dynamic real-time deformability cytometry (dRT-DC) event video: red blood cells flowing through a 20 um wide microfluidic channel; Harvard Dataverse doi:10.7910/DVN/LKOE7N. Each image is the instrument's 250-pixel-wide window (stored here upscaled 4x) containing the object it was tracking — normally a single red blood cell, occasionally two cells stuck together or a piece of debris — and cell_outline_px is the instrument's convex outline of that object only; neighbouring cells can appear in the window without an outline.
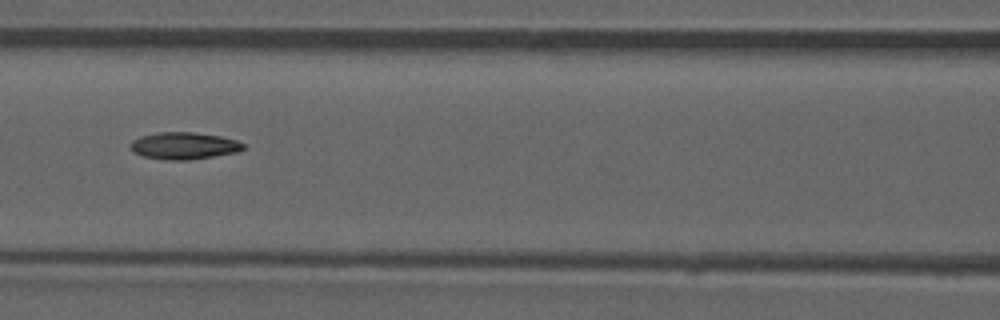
{"species": "common noctule bat (a hibernating species)", "species_latin": "Nyctalus noctula", "temperature_condition": "room temperature", "stored_images_in_passage": 51, "camera_frame_rate_fps": 3000, "um_per_image_px": 0.085, "animal": {"sex": "male", "forearm_length_mm": 52.5}, "frame": {"image": 1, "passage_image": 22, "time_ms": 7.0, "image_size_px": [1000, 320], "cell_outline_px": [[244, 148], [240, 152], [188, 160], [164, 160], [144, 156], [132, 152], [128, 148], [128, 144], [132, 140], [140, 136], [160, 132], [192, 132], [220, 136], [236, 140], [244, 144]], "centroid_in_image_um": [15.59, 12.39], "position_along_channel_um": 151.0, "area_um2": 17.98}, "authors_computed_cell_mechanics": {"area_um2": 17.34, "velocity_mm_per_s": 3.9224, "shape_relaxation_time_tau1_ms": null, "shape_relaxation_time_tau2_ms": 5.2958, "deformation_change_tau1": null, "deformation_change_tau2": 0.1262}}